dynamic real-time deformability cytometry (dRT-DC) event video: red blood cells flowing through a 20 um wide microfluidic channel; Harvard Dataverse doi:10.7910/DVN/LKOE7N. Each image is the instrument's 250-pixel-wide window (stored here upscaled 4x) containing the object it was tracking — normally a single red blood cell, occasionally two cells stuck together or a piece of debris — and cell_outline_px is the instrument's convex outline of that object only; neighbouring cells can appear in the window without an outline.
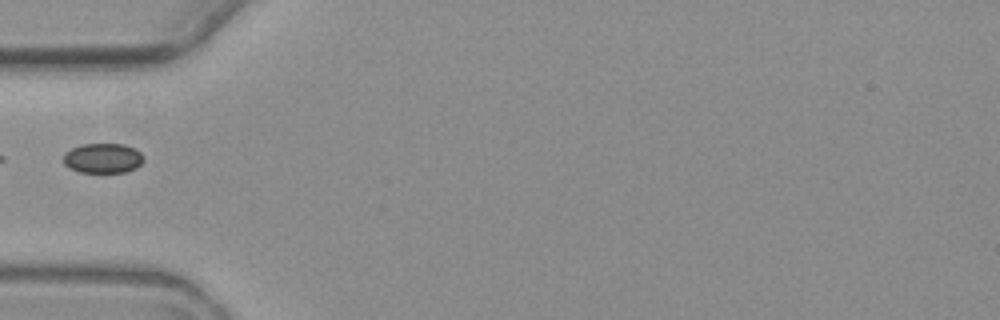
{"species": "common noctule bat (a hibernating species)", "species_latin": "Nyctalus noctula", "temperature_condition": "warm", "stored_images_in_passage": 2, "camera_frame_rate_fps": 3000, "um_per_image_px": 0.085, "animal": {"sex": "female", "body_mass_g": 19.3, "forearm_length_mm": 54.1}, "frame": {"image": 1, "passage_image": 2, "time_ms": 1.0, "image_size_px": [1000, 320], "cell_outline_px": [[144, 160], [136, 168], [124, 172], [80, 172], [68, 168], [64, 164], [64, 152], [72, 148], [84, 144], [124, 144], [136, 148], [144, 156]], "centroid_in_image_um": [8.76, 13.44], "position_along_channel_um": 76.2, "area_um2": 14.05}}